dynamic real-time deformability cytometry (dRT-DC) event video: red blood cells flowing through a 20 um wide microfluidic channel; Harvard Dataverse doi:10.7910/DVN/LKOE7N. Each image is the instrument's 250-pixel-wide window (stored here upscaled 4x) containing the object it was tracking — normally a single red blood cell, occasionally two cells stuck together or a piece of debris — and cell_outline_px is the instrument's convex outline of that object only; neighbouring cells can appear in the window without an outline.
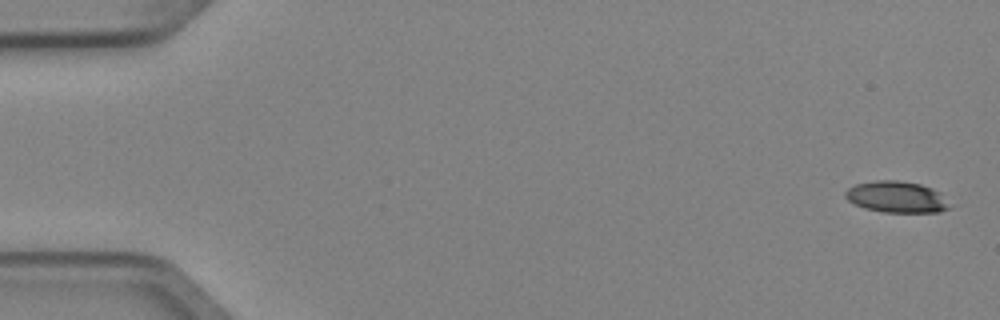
{"species": "Egyptian fruit bat (a non-hibernating species)", "species_latin": "Rousettus aegyptiacus", "temperature_condition": "cold", "stored_images_in_passage": 5, "camera_frame_rate_fps": 3000, "um_per_image_px": 0.085, "animal": {"sex": "female"}, "frame": {"image": 1, "passage_image": 1, "time_ms": 0.0, "image_size_px": [1000, 320], "cell_outline_px": [[948, 208], [940, 212], [884, 212], [864, 208], [848, 200], [844, 196], [844, 192], [848, 188], [856, 184], [876, 180], [896, 180], [920, 184], [932, 188], [940, 192]], "centroid_in_image_um": [76.15, 16.73], "position_along_channel_um": 8.8, "area_um2": 18.79}}
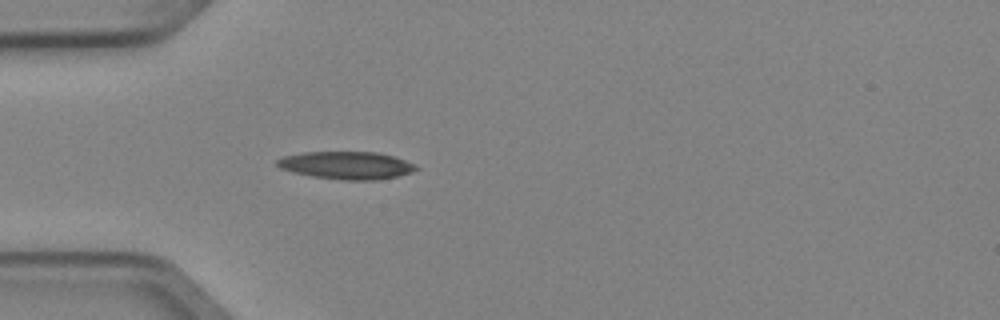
{"frame": {"image": 2, "passage_image": 5, "time_ms": 1.333, "image_size_px": [1000, 320], "cell_outline_px": [[420, 168], [412, 172], [396, 176], [376, 180], [344, 180], [312, 176], [292, 172], [280, 168], [276, 164], [276, 160], [284, 156], [304, 152], [376, 152], [392, 156], [404, 160]], "centroid_in_image_um": [29.42, 14.05], "position_along_channel_um": 55.6, "area_um2": 22.2}}